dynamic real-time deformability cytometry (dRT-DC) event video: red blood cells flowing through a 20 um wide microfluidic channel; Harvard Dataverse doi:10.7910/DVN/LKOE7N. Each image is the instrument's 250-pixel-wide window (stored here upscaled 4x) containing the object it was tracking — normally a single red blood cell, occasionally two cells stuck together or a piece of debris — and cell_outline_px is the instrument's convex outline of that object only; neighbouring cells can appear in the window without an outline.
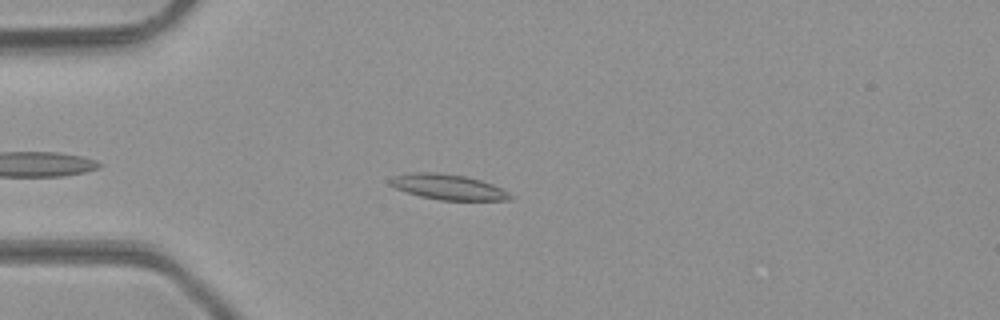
{"species": "common noctule bat (a hibernating species)", "species_latin": "Nyctalus noctula", "temperature_condition": "room temperature", "stored_images_in_passage": 34, "camera_frame_rate_fps": 3000, "um_per_image_px": 0.085, "animal": {"sex": "male", "body_mass_g": 23.1, "forearm_length_mm": 52.7}, "frame": {"image": 1, "passage_image": 8, "time_ms": 2.333, "image_size_px": [1000, 320], "cell_outline_px": [[516, 196], [512, 200], [440, 200], [420, 196], [396, 188], [388, 184], [388, 180], [392, 176], [408, 172], [436, 172], [468, 176], [492, 184]], "centroid_in_image_um": [38.08, 15.88], "position_along_channel_um": 46.9, "area_um2": 17.98}}
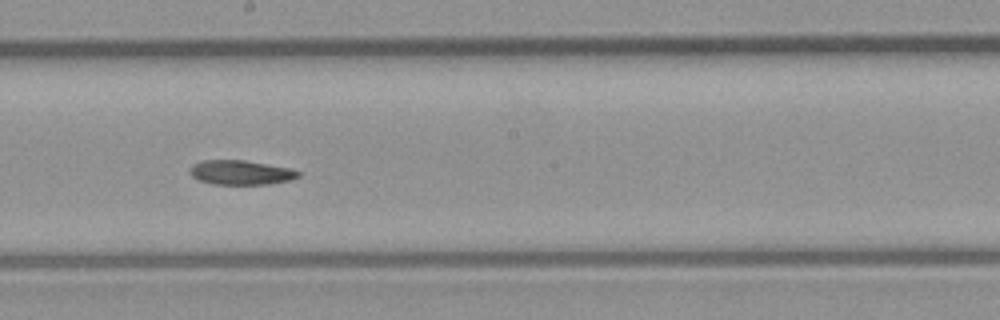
{"frame": {"image": 2, "passage_image": 22, "time_ms": 7.0, "image_size_px": [1000, 320], "cell_outline_px": [[300, 176], [288, 180], [268, 184], [212, 184], [200, 180], [192, 176], [188, 172], [192, 164], [204, 160], [244, 160], [292, 168], [300, 172]], "centroid_in_image_um": [20.46, 14.65], "position_along_channel_um": 227.7, "area_um2": 15.43}}
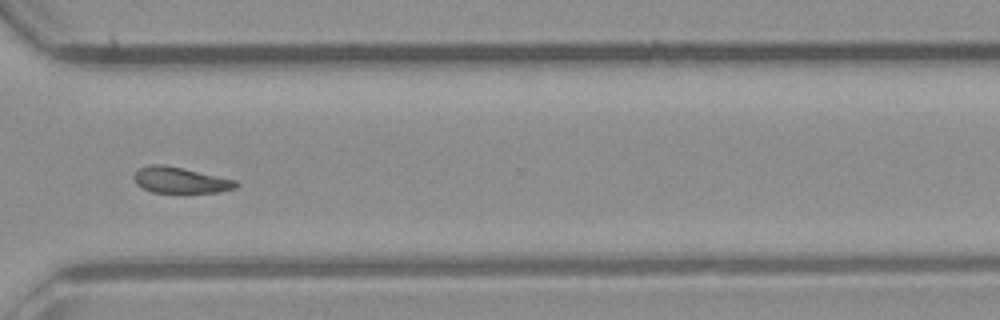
{"frame": {"image": 3, "passage_image": 31, "time_ms": 10.0, "image_size_px": [1000, 320], "cell_outline_px": [[240, 184], [236, 188], [220, 192], [152, 192], [136, 184], [132, 176], [140, 168], [148, 164], [160, 164], [184, 168], [236, 180]], "centroid_in_image_um": [15.34, 15.3], "position_along_channel_um": 355.3, "area_um2": 15.43}}